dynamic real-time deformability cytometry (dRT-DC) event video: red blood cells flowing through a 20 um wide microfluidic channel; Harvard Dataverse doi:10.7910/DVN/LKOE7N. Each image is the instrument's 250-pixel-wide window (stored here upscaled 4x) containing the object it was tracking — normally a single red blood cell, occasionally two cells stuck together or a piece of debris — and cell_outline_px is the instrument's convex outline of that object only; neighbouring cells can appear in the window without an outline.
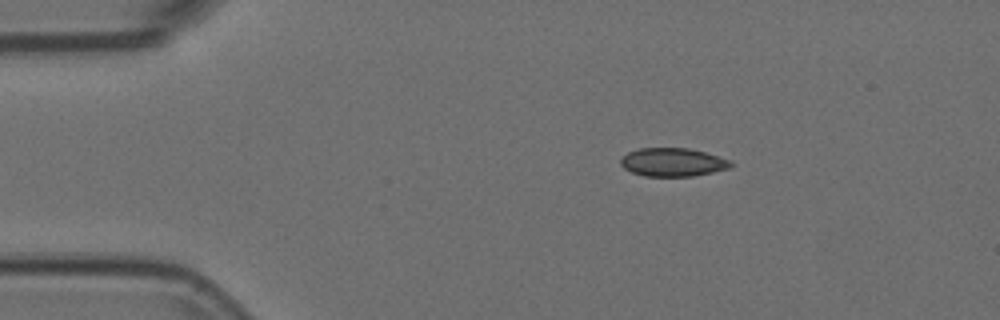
{"species": "Egyptian fruit bat (a non-hibernating species)", "species_latin": "Rousettus aegyptiacus", "temperature_condition": "room temperature", "stored_images_in_passage": 28, "camera_frame_rate_fps": 3000, "um_per_image_px": 0.085, "animal": {"sex": "female"}, "frame": {"image": 1, "passage_image": 1, "time_ms": 0.0, "image_size_px": [1000, 320], "cell_outline_px": [[732, 164], [728, 168], [712, 172], [692, 176], [644, 176], [632, 172], [624, 168], [620, 164], [620, 160], [628, 152], [640, 148], [688, 148], [704, 152], [732, 160]], "centroid_in_image_um": [57.17, 13.78], "position_along_channel_um": 27.8, "area_um2": 18.09}}
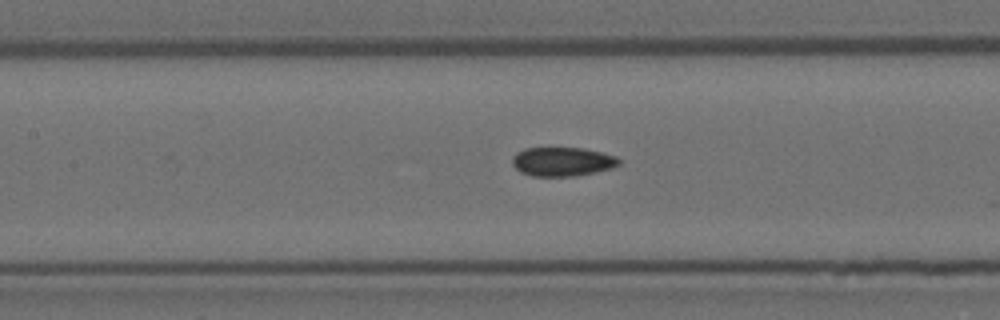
{"frame": {"image": 2, "passage_image": 16, "time_ms": 5.0, "image_size_px": [1000, 320], "cell_outline_px": [[620, 164], [612, 168], [596, 172], [576, 176], [532, 176], [520, 172], [512, 164], [512, 156], [516, 152], [524, 148], [584, 148], [604, 152], [616, 156], [620, 160]], "centroid_in_image_um": [47.81, 13.73], "position_along_channel_um": 159.6, "area_um2": 18.26}}
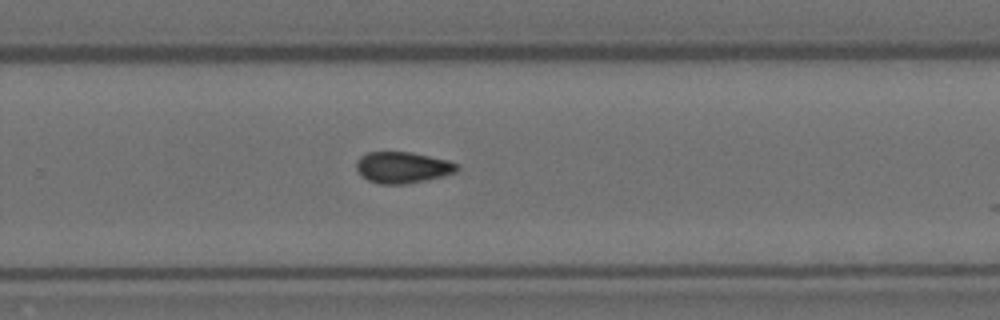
{"frame": {"image": 3, "passage_image": 27, "time_ms": 8.667, "image_size_px": [1000, 320], "cell_outline_px": [[460, 168], [456, 172], [408, 184], [380, 184], [368, 180], [356, 168], [356, 164], [360, 156], [368, 152], [412, 152], [448, 160], [456, 164]], "centroid_in_image_um": [34.22, 14.22], "position_along_channel_um": 295.6, "area_um2": 18.15}}